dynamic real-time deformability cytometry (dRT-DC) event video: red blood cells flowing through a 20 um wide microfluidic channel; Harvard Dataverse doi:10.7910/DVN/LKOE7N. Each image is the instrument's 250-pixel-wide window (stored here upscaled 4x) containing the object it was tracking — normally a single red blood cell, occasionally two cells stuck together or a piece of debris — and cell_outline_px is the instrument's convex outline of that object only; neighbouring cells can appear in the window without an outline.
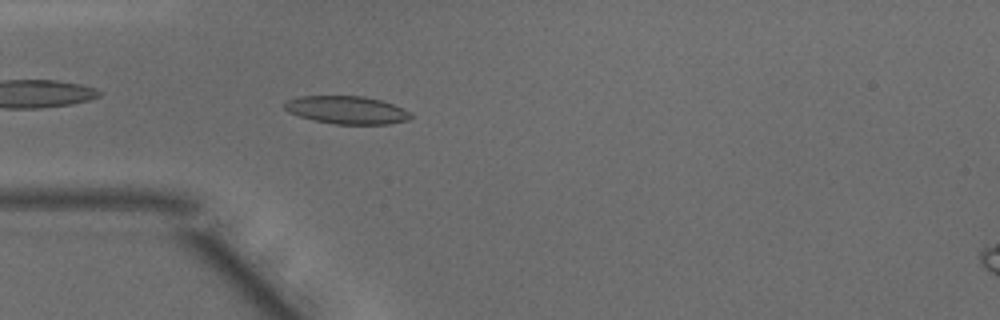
{"species": "common noctule bat (a hibernating species)", "species_latin": "Nyctalus noctula", "temperature_condition": "warm", "stored_images_in_passage": 37, "camera_frame_rate_fps": 3000, "um_per_image_px": 0.085, "animal": {"sex": "male", "body_mass_g": 15.6}, "frame": {"image": 1, "passage_image": 3, "time_ms": 0.667, "image_size_px": [1000, 320], "cell_outline_px": [[412, 116], [408, 120], [388, 124], [336, 124], [312, 120], [288, 112], [284, 108], [284, 104], [288, 100], [300, 96], [364, 96], [380, 100], [404, 108], [412, 112]], "centroid_in_image_um": [29.5, 9.35], "position_along_channel_um": 55.5, "area_um2": 20.52}}
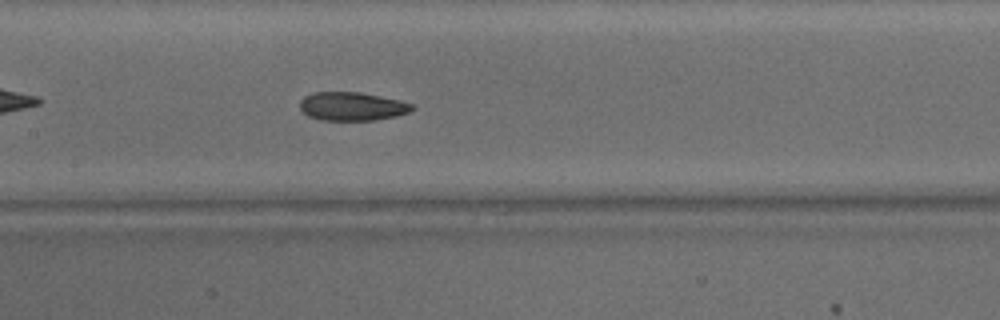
{"frame": {"image": 2, "passage_image": 12, "time_ms": 3.667, "image_size_px": [1000, 320], "cell_outline_px": [[412, 108], [408, 112], [396, 116], [372, 120], [320, 120], [308, 116], [300, 108], [300, 100], [304, 96], [312, 92], [360, 92], [400, 100], [412, 104]], "centroid_in_image_um": [29.88, 9.03], "position_along_channel_um": 177.5, "area_um2": 18.55}}
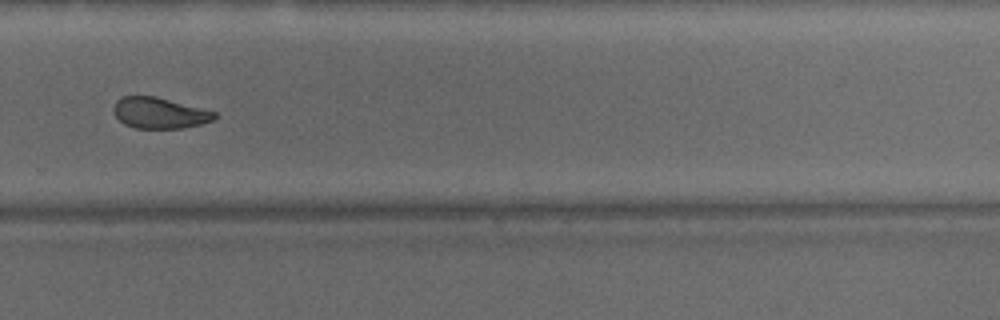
{"frame": {"image": 3, "passage_image": 22, "time_ms": 7.0, "image_size_px": [1000, 320], "cell_outline_px": [[216, 116], [212, 120], [200, 124], [184, 128], [136, 128], [124, 124], [112, 112], [112, 108], [116, 100], [124, 96], [156, 96], [216, 112]], "centroid_in_image_um": [13.52, 9.6], "position_along_channel_um": 316.3, "area_um2": 18.15}, "authors_computed_cell_mechanics": {"area_um2": 19.7676, "velocity_mm_per_s": 4.1805, "shape_relaxation_time_tau1_ms": null, "shape_relaxation_time_tau2_ms": 2.0056, "deformation_change_tau1": null, "deformation_change_tau2": 0.0745}}